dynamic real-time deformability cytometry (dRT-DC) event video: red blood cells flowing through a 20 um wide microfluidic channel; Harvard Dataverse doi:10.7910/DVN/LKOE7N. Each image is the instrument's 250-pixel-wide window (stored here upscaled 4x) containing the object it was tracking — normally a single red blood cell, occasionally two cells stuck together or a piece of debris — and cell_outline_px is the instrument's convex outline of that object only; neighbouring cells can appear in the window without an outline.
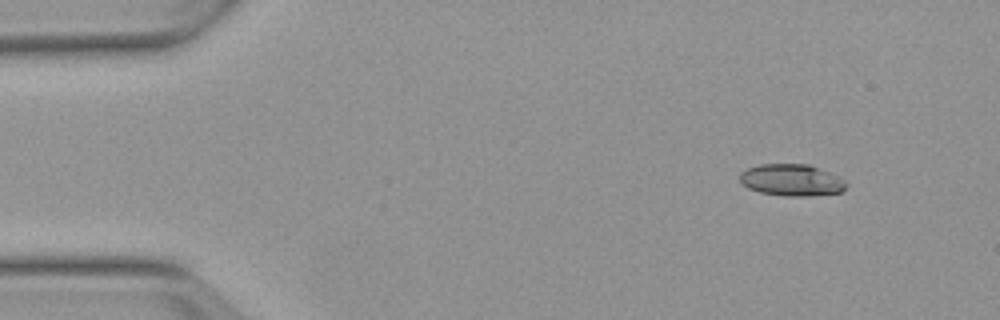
{"species": "Egyptian fruit bat (a non-hibernating species)", "species_latin": "Rousettus aegyptiacus", "temperature_condition": "warm", "stored_images_in_passage": 49, "camera_frame_rate_fps": 3000, "um_per_image_px": 0.085, "animal": {"sex": "female"}, "frame": {"image": 1, "passage_image": 1, "time_ms": 0.0, "image_size_px": [1000, 320], "cell_outline_px": [[848, 184], [840, 192], [808, 196], [784, 196], [760, 192], [748, 188], [740, 180], [740, 172], [748, 168], [760, 164], [808, 164], [840, 176]], "centroid_in_image_um": [67.29, 15.3], "position_along_channel_um": 17.7, "area_um2": 19.65}}
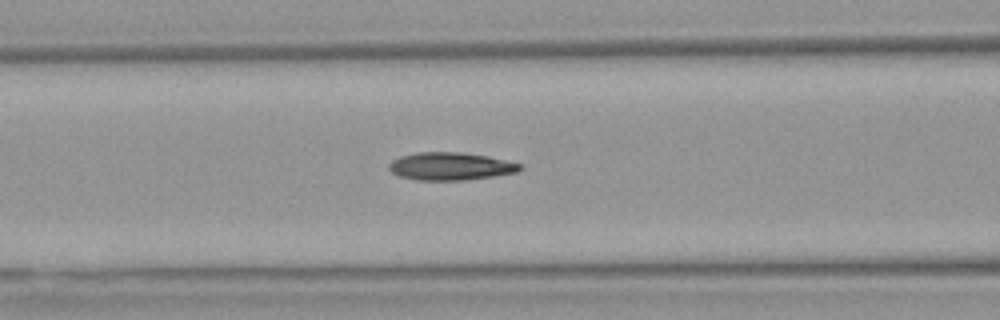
{"frame": {"image": 2, "passage_image": 17, "time_ms": 5.333, "image_size_px": [1000, 320], "cell_outline_px": [[524, 168], [520, 172], [464, 180], [416, 180], [400, 176], [392, 172], [388, 168], [388, 164], [392, 160], [400, 156], [416, 152], [460, 152], [488, 156], [520, 164]], "centroid_in_image_um": [38.29, 14.13], "position_along_channel_um": 128.3, "area_um2": 21.21}}
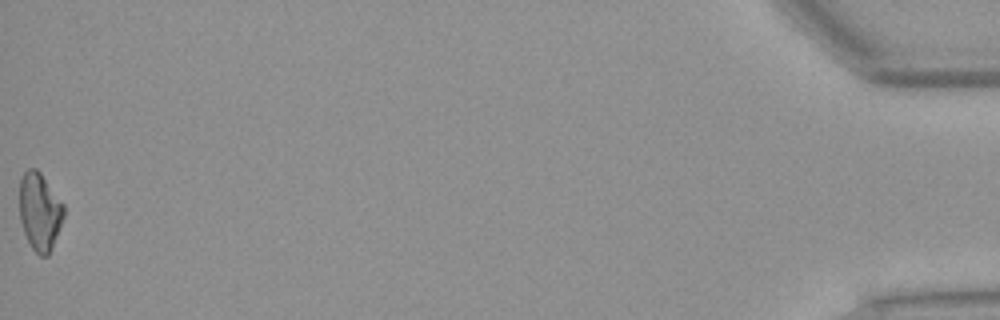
{"frame": {"image": 3, "passage_image": 49, "time_ms": 16.0, "image_size_px": [1000, 320], "cell_outline_px": [[64, 216], [52, 248], [48, 256], [40, 256], [32, 248], [24, 232], [20, 220], [20, 180], [24, 172], [28, 168], [36, 168], [40, 172], [64, 204]], "centroid_in_image_um": [3.38, 17.98], "position_along_channel_um": 431.8, "area_um2": 19.94}, "authors_computed_cell_mechanics": {"area_um2": 20.519, "velocity_mm_per_s": 3.818, "shape_relaxation_time_tau1_ms": null, "shape_relaxation_time_tau2_ms": 3.6429, "deformation_change_tau1": null, "deformation_change_tau2": 0.1126}}